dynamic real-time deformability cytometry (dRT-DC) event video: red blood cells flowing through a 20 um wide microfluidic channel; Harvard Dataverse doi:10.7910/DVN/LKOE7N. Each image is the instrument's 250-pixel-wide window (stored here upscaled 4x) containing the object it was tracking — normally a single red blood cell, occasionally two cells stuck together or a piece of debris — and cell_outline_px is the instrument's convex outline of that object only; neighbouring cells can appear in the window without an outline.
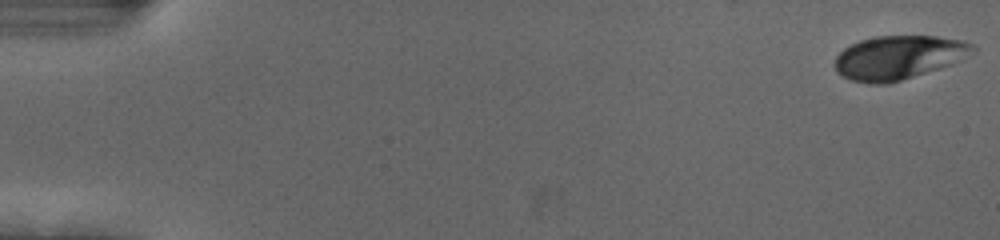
{"species": "human", "species_latin": "Homo sapiens", "temperature_condition": "cold", "stored_images_in_passage": 55, "camera_frame_rate_fps": 3000, "um_per_image_px": 0.085, "donor": {"sex": "female"}, "frame": {"image": 1, "passage_image": 1, "time_ms": 0.0, "image_size_px": [1000, 240], "cell_outline_px": [[976, 52], [952, 64], [940, 68], [900, 80], [884, 84], [872, 84], [852, 80], [836, 72], [836, 56], [844, 48], [860, 40], [876, 36], [936, 36], [964, 40], [972, 44], [976, 48]], "centroid_in_image_um": [76.42, 4.87], "position_along_channel_um": 8.6, "area_um2": 35.03}}
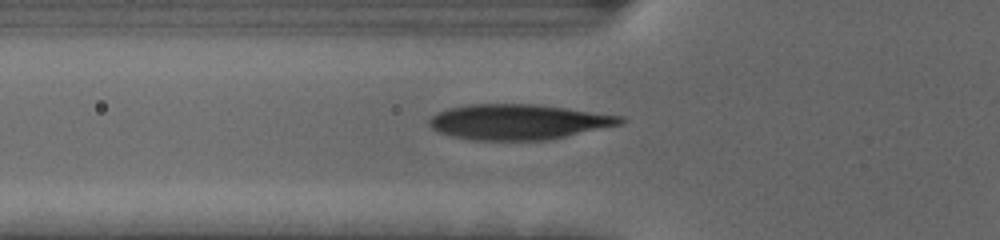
{"frame": {"image": 2, "passage_image": 20, "time_ms": 6.333, "image_size_px": [1000, 240], "cell_outline_px": [[628, 120], [620, 124], [564, 136], [544, 140], [472, 140], [452, 136], [440, 132], [432, 128], [428, 124], [428, 120], [436, 112], [448, 108], [468, 104], [536, 104], [624, 116]], "centroid_in_image_um": [44.02, 10.35], "position_along_channel_um": 81.8, "area_um2": 39.13}}
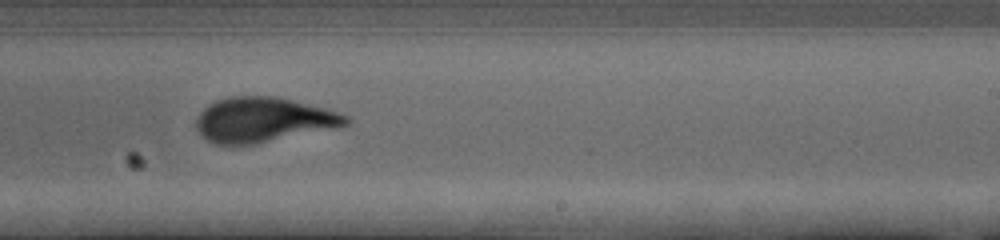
{"frame": {"image": 3, "passage_image": 35, "time_ms": 11.333, "image_size_px": [1000, 240], "cell_outline_px": [[352, 120], [348, 124], [332, 128], [256, 144], [216, 144], [200, 136], [196, 128], [196, 120], [200, 112], [208, 104], [216, 100], [232, 96], [276, 96], [340, 112], [348, 116]], "centroid_in_image_um": [22.35, 10.17], "position_along_channel_um": 266.7, "area_um2": 38.96}, "authors_computed_cell_mechanics": {"area_um2": 37.6278, "velocity_mm_per_s": 3.6973, "shape_relaxation_time_tau1_ms": 3.5596, "shape_relaxation_time_tau2_ms": null, "deformation_change_tau1": 0.1715, "deformation_change_tau2": null}}